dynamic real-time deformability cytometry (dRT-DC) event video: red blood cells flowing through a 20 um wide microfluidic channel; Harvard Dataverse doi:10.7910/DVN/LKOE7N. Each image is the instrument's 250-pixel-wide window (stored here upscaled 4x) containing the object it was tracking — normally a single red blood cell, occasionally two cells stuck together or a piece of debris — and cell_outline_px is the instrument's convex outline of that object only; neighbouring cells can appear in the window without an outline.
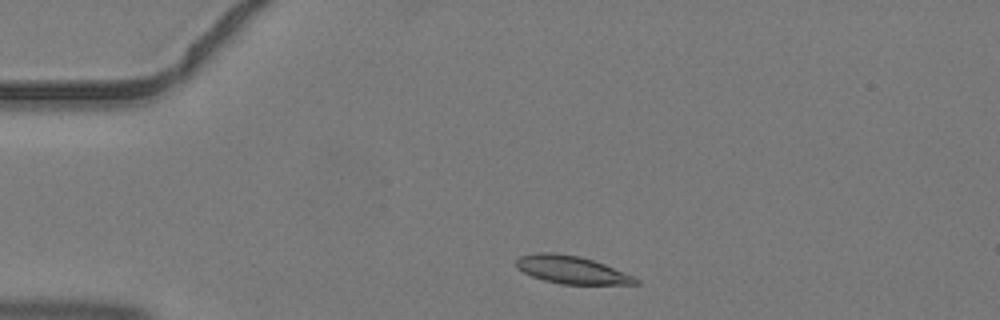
{"species": "common noctule bat (a hibernating species)", "species_latin": "Nyctalus noctula", "temperature_condition": "warm", "stored_images_in_passage": 2, "camera_frame_rate_fps": 3000, "um_per_image_px": 0.085, "animal": {"sex": "male", "body_mass_g": 19.2, "forearm_length_mm": 51.8}, "frame": {"image": 1, "passage_image": 1, "time_ms": 0.0, "image_size_px": [1000, 320], "cell_outline_px": [[640, 284], [560, 284], [544, 280], [532, 276], [516, 268], [516, 260], [520, 256], [540, 252], [556, 252], [580, 256], [604, 264], [636, 276], [640, 280]], "centroid_in_image_um": [48.61, 22.93], "position_along_channel_um": 36.4, "area_um2": 19.42}}